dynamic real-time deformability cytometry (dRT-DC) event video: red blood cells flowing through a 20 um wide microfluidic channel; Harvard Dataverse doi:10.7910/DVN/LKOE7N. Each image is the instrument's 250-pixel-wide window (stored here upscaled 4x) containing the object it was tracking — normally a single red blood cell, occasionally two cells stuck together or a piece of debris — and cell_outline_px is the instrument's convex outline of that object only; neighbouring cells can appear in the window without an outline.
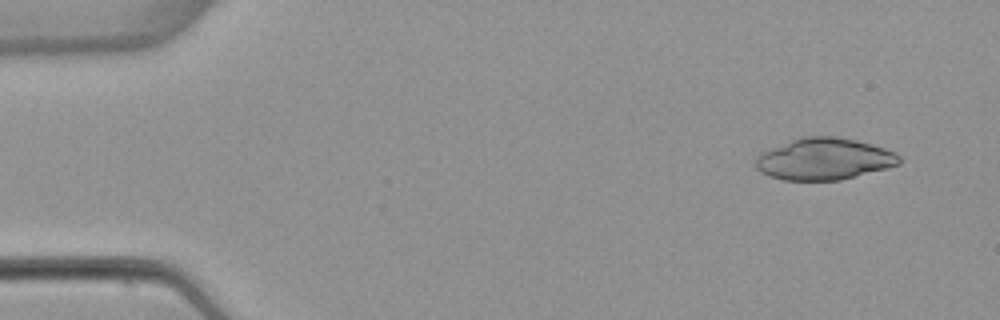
{"species": "common noctule bat (a hibernating species)", "species_latin": "Nyctalus noctula", "temperature_condition": "warm", "stored_images_in_passage": 4, "camera_frame_rate_fps": 3000, "um_per_image_px": 0.085, "animal": {"sex": "female", "body_mass_g": 22.7, "forearm_length_mm": 54.2}, "frame": {"image": 1, "passage_image": 1, "time_ms": 0.0, "image_size_px": [1000, 320], "cell_outline_px": [[900, 164], [888, 168], [840, 180], [784, 180], [768, 176], [760, 172], [756, 168], [756, 156], [772, 148], [800, 136], [832, 136], [856, 140], [884, 148], [896, 152], [900, 156]], "centroid_in_image_um": [70.06, 13.52], "position_along_channel_um": 14.9, "area_um2": 34.85}}